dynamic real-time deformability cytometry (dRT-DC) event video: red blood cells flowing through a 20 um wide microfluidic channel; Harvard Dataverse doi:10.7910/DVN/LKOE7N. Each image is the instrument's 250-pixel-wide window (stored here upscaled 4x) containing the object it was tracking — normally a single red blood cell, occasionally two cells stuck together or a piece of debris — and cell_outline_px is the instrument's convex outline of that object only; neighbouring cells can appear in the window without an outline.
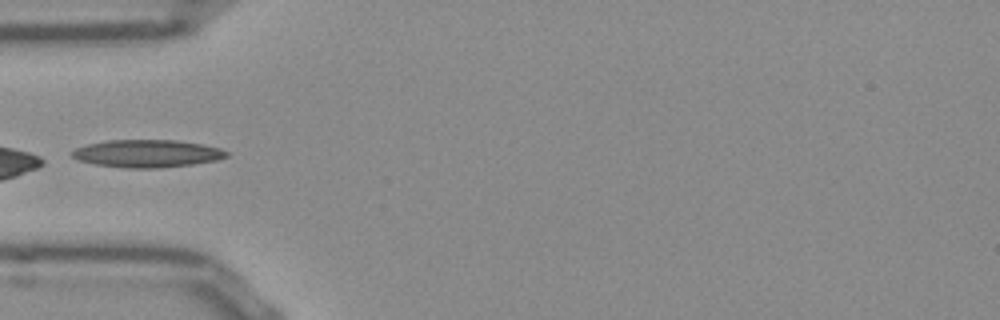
{"species": "Egyptian fruit bat (a non-hibernating species)", "species_latin": "Rousettus aegyptiacus", "temperature_condition": "room temperature", "stored_images_in_passage": 29, "camera_frame_rate_fps": 3000, "um_per_image_px": 0.085, "frame": {"image": 1, "passage_image": 1, "time_ms": 0.0, "image_size_px": [1000, 320], "cell_outline_px": [[228, 156], [216, 160], [192, 164], [160, 168], [128, 168], [96, 164], [80, 160], [72, 156], [72, 152], [76, 148], [88, 144], [108, 140], [176, 140], [200, 144], [220, 148], [228, 152]], "centroid_in_image_um": [12.53, 13.05], "position_along_channel_um": 72.5, "area_um2": 24.57}}